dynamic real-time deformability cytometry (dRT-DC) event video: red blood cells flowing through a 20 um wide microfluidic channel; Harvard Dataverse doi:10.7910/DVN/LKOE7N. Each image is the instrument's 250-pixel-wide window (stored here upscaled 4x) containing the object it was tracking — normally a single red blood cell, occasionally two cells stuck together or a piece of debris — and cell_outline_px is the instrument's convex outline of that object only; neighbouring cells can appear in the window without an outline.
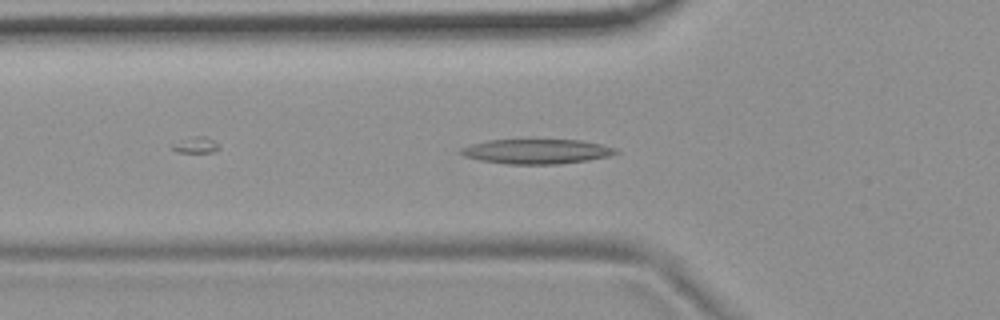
{"species": "common noctule bat (a hibernating species)", "species_latin": "Nyctalus noctula", "temperature_condition": "room temperature", "stored_images_in_passage": 28, "camera_frame_rate_fps": 3000, "um_per_image_px": 0.085, "animal": {"sex": "female", "body_mass_g": 19.9}, "frame": {"image": 1, "passage_image": 17, "time_ms": 5.333, "image_size_px": [1000, 320], "cell_outline_px": [[620, 152], [608, 156], [588, 160], [560, 164], [508, 164], [480, 160], [464, 156], [460, 152], [460, 148], [472, 144], [488, 140], [580, 140], [600, 144], [616, 148]], "centroid_in_image_um": [45.62, 12.87], "position_along_channel_um": 80.2, "area_um2": 22.2}}
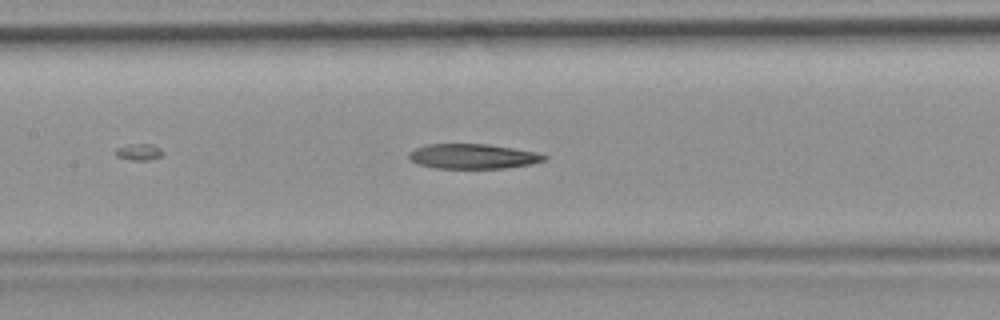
{"frame": {"image": 2, "passage_image": 24, "time_ms": 7.667, "image_size_px": [1000, 320], "cell_outline_px": [[548, 160], [532, 164], [504, 168], [436, 168], [420, 164], [412, 160], [408, 156], [408, 152], [416, 148], [428, 144], [488, 144], [536, 152], [548, 156]], "centroid_in_image_um": [40.24, 13.29], "position_along_channel_um": 167.2, "area_um2": 19.54}}
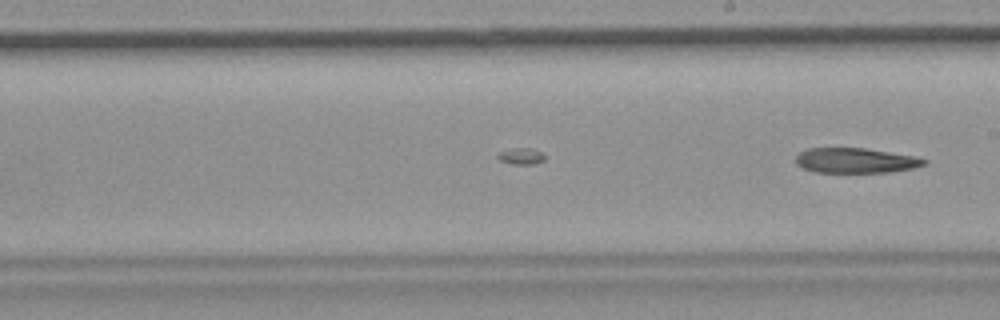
{"frame": {"image": 3, "passage_image": 28, "time_ms": 9.0, "image_size_px": [1000, 320], "cell_outline_px": [[928, 164], [912, 168], [888, 172], [812, 172], [800, 168], [796, 164], [796, 156], [800, 152], [808, 148], [864, 148], [912, 156], [928, 160]], "centroid_in_image_um": [72.67, 13.65], "position_along_channel_um": 216.3, "area_um2": 18.67}}